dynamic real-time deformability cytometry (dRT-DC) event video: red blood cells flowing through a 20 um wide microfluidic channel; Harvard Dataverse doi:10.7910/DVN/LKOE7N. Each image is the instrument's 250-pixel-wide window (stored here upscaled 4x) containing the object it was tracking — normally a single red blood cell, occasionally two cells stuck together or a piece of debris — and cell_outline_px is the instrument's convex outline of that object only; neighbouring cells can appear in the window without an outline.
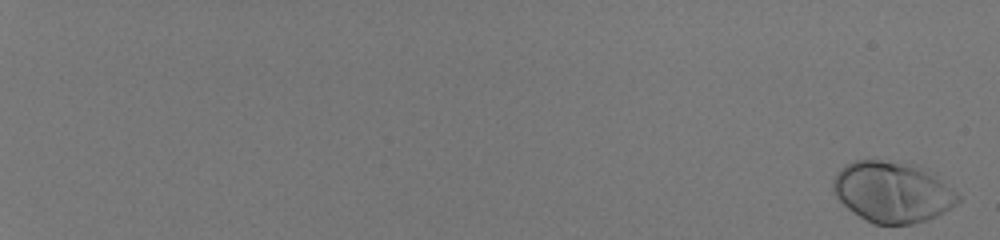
{"species": "human", "species_latin": "Homo sapiens", "temperature_condition": "room temperature", "stored_images_in_passage": 56, "camera_frame_rate_fps": 3000, "um_per_image_px": 0.085, "donor": {"sex": "male"}, "frame": {"image": 1, "passage_image": 1, "time_ms": 0.0, "image_size_px": [1000, 240], "cell_outline_px": [[960, 200], [956, 204], [944, 212], [936, 216], [912, 224], [872, 224], [848, 208], [836, 196], [832, 188], [832, 180], [836, 172], [840, 168], [856, 160], [880, 160], [916, 164], [928, 168], [936, 172], [960, 196]], "centroid_in_image_um": [75.89, 16.29], "position_along_channel_um": 9.1, "area_um2": 44.68}}
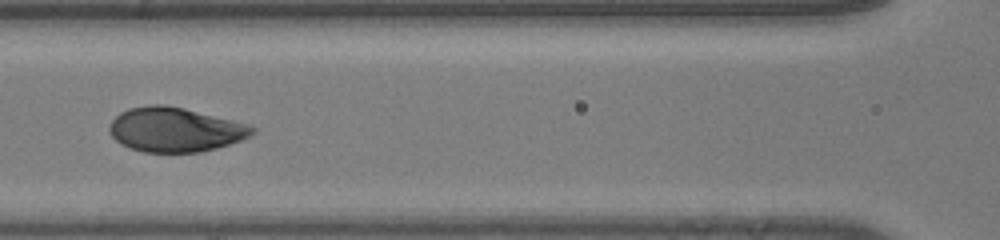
{"frame": {"image": 2, "passage_image": 32, "time_ms": 10.333, "image_size_px": [1000, 240], "cell_outline_px": [[256, 132], [240, 140], [216, 148], [200, 152], [144, 152], [128, 148], [120, 144], [108, 132], [108, 128], [112, 120], [120, 112], [128, 108], [148, 104], [164, 104], [184, 108], [248, 124], [256, 128]], "centroid_in_image_um": [14.84, 11.01], "position_along_channel_um": 151.8, "area_um2": 37.05}}
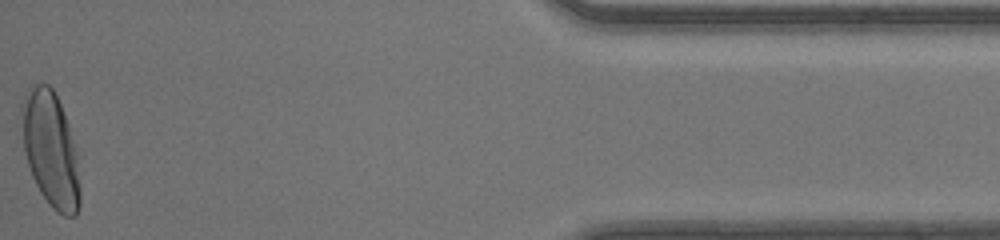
{"frame": {"image": 3, "passage_image": 56, "time_ms": 18.333, "image_size_px": [1000, 240], "cell_outline_px": [[80, 204], [76, 216], [64, 216], [56, 212], [48, 204], [40, 192], [32, 176], [24, 152], [20, 112], [20, 104], [28, 88], [32, 84], [48, 84], [52, 88], [60, 104], [68, 124], [76, 152], [80, 184]], "centroid_in_image_um": [4.28, 12.71], "position_along_channel_um": 430.9, "area_um2": 39.36}, "authors_computed_cell_mechanics": {"area_um2": 38.5815, "velocity_mm_per_s": 4.1776, "shape_relaxation_time_tau1_ms": 2.137, "shape_relaxation_time_tau2_ms": null, "deformation_change_tau1": 0.1615, "deformation_change_tau2": null}}